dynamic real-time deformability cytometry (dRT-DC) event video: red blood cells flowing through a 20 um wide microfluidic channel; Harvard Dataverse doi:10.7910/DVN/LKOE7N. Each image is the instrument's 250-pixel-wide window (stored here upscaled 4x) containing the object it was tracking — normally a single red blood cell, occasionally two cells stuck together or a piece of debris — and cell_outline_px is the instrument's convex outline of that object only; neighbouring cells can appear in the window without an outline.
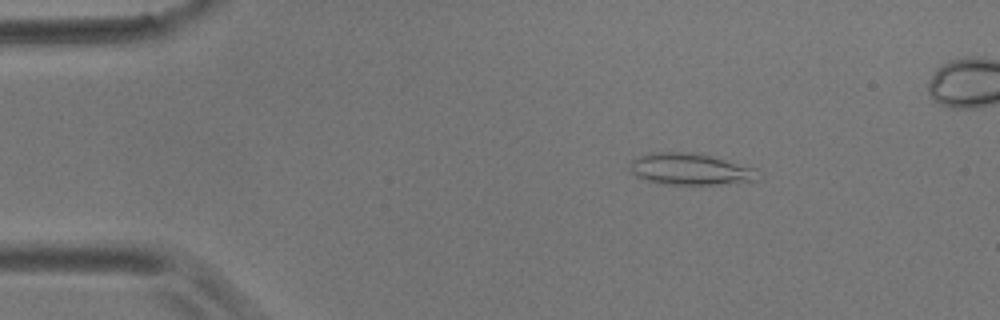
{"species": "common noctule bat (a hibernating species)", "species_latin": "Nyctalus noctula", "temperature_condition": "room temperature", "stored_images_in_passage": 6, "camera_frame_rate_fps": 3000, "um_per_image_px": 0.085, "animal": {"sex": "male", "body_mass_g": 17.9}, "frame": {"image": 1, "passage_image": 3, "time_ms": 2.333, "image_size_px": [1000, 320], "cell_outline_px": [[756, 180], [728, 184], [660, 184], [644, 180], [636, 176], [628, 168], [632, 160], [636, 156], [648, 152], [688, 152], [712, 156], [756, 168]], "centroid_in_image_um": [58.59, 14.37], "position_along_channel_um": 26.4, "area_um2": 23.7}}